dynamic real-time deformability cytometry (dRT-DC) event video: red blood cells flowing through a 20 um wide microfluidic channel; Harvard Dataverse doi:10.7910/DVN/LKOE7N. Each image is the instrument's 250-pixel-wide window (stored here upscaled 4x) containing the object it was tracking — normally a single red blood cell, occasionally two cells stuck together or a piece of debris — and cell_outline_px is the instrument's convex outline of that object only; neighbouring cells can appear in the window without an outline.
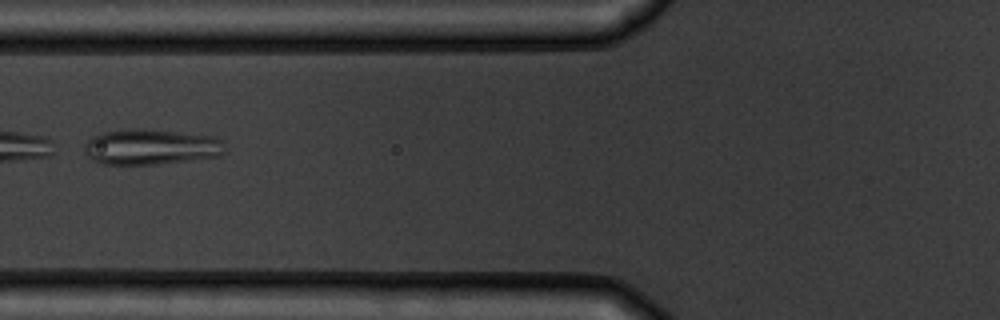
{"species": "common noctule bat (a hibernating species)", "species_latin": "Nyctalus noctula", "temperature_condition": "warm", "stored_images_in_passage": 6, "camera_frame_rate_fps": 3000, "um_per_image_px": 0.085, "animal": {"sex": "male", "body_mass_g": 19.5, "forearm_length_mm": 54.6}, "frame": {"image": 1, "passage_image": 3, "time_ms": 2.333, "image_size_px": [1000, 320], "cell_outline_px": [[224, 152], [220, 156], [160, 164], [104, 164], [92, 160], [84, 152], [84, 144], [92, 136], [104, 132], [132, 128], [144, 128], [212, 136], [220, 140]], "centroid_in_image_um": [12.78, 12.48], "position_along_channel_um": 113.0, "area_um2": 29.07}}